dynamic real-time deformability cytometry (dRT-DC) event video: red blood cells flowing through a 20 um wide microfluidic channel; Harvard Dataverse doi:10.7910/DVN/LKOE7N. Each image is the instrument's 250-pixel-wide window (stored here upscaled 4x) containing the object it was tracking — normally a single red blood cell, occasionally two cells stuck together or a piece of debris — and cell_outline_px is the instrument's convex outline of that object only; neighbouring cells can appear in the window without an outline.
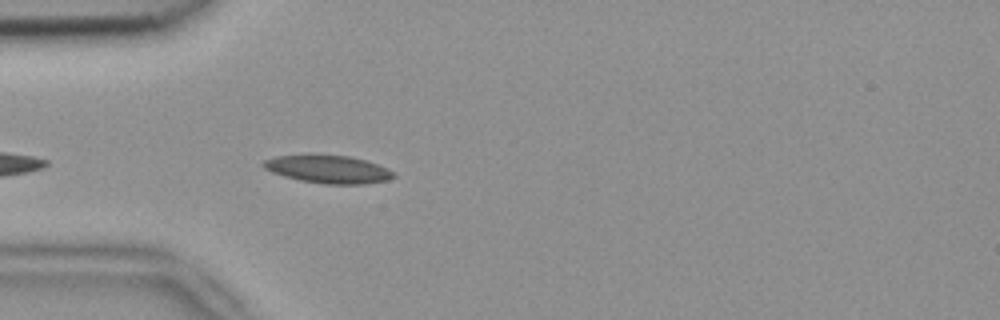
{"species": "common noctule bat (a hibernating species)", "species_latin": "Nyctalus noctula", "temperature_condition": "room temperature", "stored_images_in_passage": 5, "camera_frame_rate_fps": 3000, "um_per_image_px": 0.085, "animal": {"sex": "female", "body_mass_g": 18.4}, "frame": {"image": 1, "passage_image": 5, "time_ms": 1.333, "image_size_px": [1000, 320], "cell_outline_px": [[396, 176], [388, 180], [364, 184], [324, 184], [300, 180], [284, 176], [272, 172], [264, 168], [260, 164], [264, 160], [276, 156], [308, 152], [348, 156], [364, 160], [388, 168]], "centroid_in_image_um": [27.83, 14.35], "position_along_channel_um": 57.2, "area_um2": 21.73}}